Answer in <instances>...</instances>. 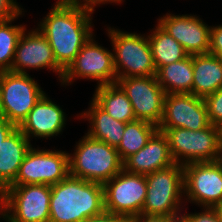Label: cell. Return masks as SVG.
Wrapping results in <instances>:
<instances>
[{
    "label": "cell",
    "mask_w": 222,
    "mask_h": 222,
    "mask_svg": "<svg viewBox=\"0 0 222 222\" xmlns=\"http://www.w3.org/2000/svg\"><path fill=\"white\" fill-rule=\"evenodd\" d=\"M92 11L56 1L38 25V30L48 40L56 62L65 70L91 38Z\"/></svg>",
    "instance_id": "cell-1"
},
{
    "label": "cell",
    "mask_w": 222,
    "mask_h": 222,
    "mask_svg": "<svg viewBox=\"0 0 222 222\" xmlns=\"http://www.w3.org/2000/svg\"><path fill=\"white\" fill-rule=\"evenodd\" d=\"M49 222H82L102 214L103 184L68 175L51 185Z\"/></svg>",
    "instance_id": "cell-2"
},
{
    "label": "cell",
    "mask_w": 222,
    "mask_h": 222,
    "mask_svg": "<svg viewBox=\"0 0 222 222\" xmlns=\"http://www.w3.org/2000/svg\"><path fill=\"white\" fill-rule=\"evenodd\" d=\"M73 154H69V175L104 184L123 169L118 150L87 134L78 141Z\"/></svg>",
    "instance_id": "cell-3"
},
{
    "label": "cell",
    "mask_w": 222,
    "mask_h": 222,
    "mask_svg": "<svg viewBox=\"0 0 222 222\" xmlns=\"http://www.w3.org/2000/svg\"><path fill=\"white\" fill-rule=\"evenodd\" d=\"M51 185L9 186L0 194V218L7 222H49Z\"/></svg>",
    "instance_id": "cell-4"
},
{
    "label": "cell",
    "mask_w": 222,
    "mask_h": 222,
    "mask_svg": "<svg viewBox=\"0 0 222 222\" xmlns=\"http://www.w3.org/2000/svg\"><path fill=\"white\" fill-rule=\"evenodd\" d=\"M147 194L142 215L173 216L180 213L184 200L183 165L173 164L165 169L146 175Z\"/></svg>",
    "instance_id": "cell-5"
},
{
    "label": "cell",
    "mask_w": 222,
    "mask_h": 222,
    "mask_svg": "<svg viewBox=\"0 0 222 222\" xmlns=\"http://www.w3.org/2000/svg\"><path fill=\"white\" fill-rule=\"evenodd\" d=\"M108 29L117 79L156 75L148 36Z\"/></svg>",
    "instance_id": "cell-6"
},
{
    "label": "cell",
    "mask_w": 222,
    "mask_h": 222,
    "mask_svg": "<svg viewBox=\"0 0 222 222\" xmlns=\"http://www.w3.org/2000/svg\"><path fill=\"white\" fill-rule=\"evenodd\" d=\"M169 142L171 156L175 163L186 165L195 162H213L217 158L220 127L210 125L198 131L184 128H158Z\"/></svg>",
    "instance_id": "cell-7"
},
{
    "label": "cell",
    "mask_w": 222,
    "mask_h": 222,
    "mask_svg": "<svg viewBox=\"0 0 222 222\" xmlns=\"http://www.w3.org/2000/svg\"><path fill=\"white\" fill-rule=\"evenodd\" d=\"M44 94L28 73L0 72V116L17 127Z\"/></svg>",
    "instance_id": "cell-8"
},
{
    "label": "cell",
    "mask_w": 222,
    "mask_h": 222,
    "mask_svg": "<svg viewBox=\"0 0 222 222\" xmlns=\"http://www.w3.org/2000/svg\"><path fill=\"white\" fill-rule=\"evenodd\" d=\"M104 209L129 218L142 213L147 194L146 175L133 174L122 169L111 180L103 184Z\"/></svg>",
    "instance_id": "cell-9"
},
{
    "label": "cell",
    "mask_w": 222,
    "mask_h": 222,
    "mask_svg": "<svg viewBox=\"0 0 222 222\" xmlns=\"http://www.w3.org/2000/svg\"><path fill=\"white\" fill-rule=\"evenodd\" d=\"M69 175V153L62 150H39L31 147L17 177L10 186L24 184L54 185Z\"/></svg>",
    "instance_id": "cell-10"
},
{
    "label": "cell",
    "mask_w": 222,
    "mask_h": 222,
    "mask_svg": "<svg viewBox=\"0 0 222 222\" xmlns=\"http://www.w3.org/2000/svg\"><path fill=\"white\" fill-rule=\"evenodd\" d=\"M76 77L96 80L98 81L97 86L117 82L113 53L98 45L93 35L64 70L60 82L63 85H67V83L71 85Z\"/></svg>",
    "instance_id": "cell-11"
},
{
    "label": "cell",
    "mask_w": 222,
    "mask_h": 222,
    "mask_svg": "<svg viewBox=\"0 0 222 222\" xmlns=\"http://www.w3.org/2000/svg\"><path fill=\"white\" fill-rule=\"evenodd\" d=\"M127 94L136 120L147 121L159 126L166 98V91L156 76L125 77L116 82Z\"/></svg>",
    "instance_id": "cell-12"
},
{
    "label": "cell",
    "mask_w": 222,
    "mask_h": 222,
    "mask_svg": "<svg viewBox=\"0 0 222 222\" xmlns=\"http://www.w3.org/2000/svg\"><path fill=\"white\" fill-rule=\"evenodd\" d=\"M184 197L200 206L214 208L222 202V170L213 162H195L183 166Z\"/></svg>",
    "instance_id": "cell-13"
},
{
    "label": "cell",
    "mask_w": 222,
    "mask_h": 222,
    "mask_svg": "<svg viewBox=\"0 0 222 222\" xmlns=\"http://www.w3.org/2000/svg\"><path fill=\"white\" fill-rule=\"evenodd\" d=\"M210 125L202 97L192 93L166 94L163 116L158 128H184L198 131Z\"/></svg>",
    "instance_id": "cell-14"
},
{
    "label": "cell",
    "mask_w": 222,
    "mask_h": 222,
    "mask_svg": "<svg viewBox=\"0 0 222 222\" xmlns=\"http://www.w3.org/2000/svg\"><path fill=\"white\" fill-rule=\"evenodd\" d=\"M25 32L26 29L19 37L10 71L27 74L26 69L48 68L58 73L61 81L64 69L56 62L48 40L38 28L31 30L27 35Z\"/></svg>",
    "instance_id": "cell-15"
},
{
    "label": "cell",
    "mask_w": 222,
    "mask_h": 222,
    "mask_svg": "<svg viewBox=\"0 0 222 222\" xmlns=\"http://www.w3.org/2000/svg\"><path fill=\"white\" fill-rule=\"evenodd\" d=\"M158 25L181 44L189 55L209 54L210 27L196 15L167 13Z\"/></svg>",
    "instance_id": "cell-16"
},
{
    "label": "cell",
    "mask_w": 222,
    "mask_h": 222,
    "mask_svg": "<svg viewBox=\"0 0 222 222\" xmlns=\"http://www.w3.org/2000/svg\"><path fill=\"white\" fill-rule=\"evenodd\" d=\"M65 116L61 107L44 94L18 128L29 140L31 137H55L65 127Z\"/></svg>",
    "instance_id": "cell-17"
},
{
    "label": "cell",
    "mask_w": 222,
    "mask_h": 222,
    "mask_svg": "<svg viewBox=\"0 0 222 222\" xmlns=\"http://www.w3.org/2000/svg\"><path fill=\"white\" fill-rule=\"evenodd\" d=\"M175 164L166 135L157 130L147 144L123 162V169L133 174L147 175Z\"/></svg>",
    "instance_id": "cell-18"
},
{
    "label": "cell",
    "mask_w": 222,
    "mask_h": 222,
    "mask_svg": "<svg viewBox=\"0 0 222 222\" xmlns=\"http://www.w3.org/2000/svg\"><path fill=\"white\" fill-rule=\"evenodd\" d=\"M29 140L17 127L0 145V194L18 175L20 165L29 149Z\"/></svg>",
    "instance_id": "cell-19"
},
{
    "label": "cell",
    "mask_w": 222,
    "mask_h": 222,
    "mask_svg": "<svg viewBox=\"0 0 222 222\" xmlns=\"http://www.w3.org/2000/svg\"><path fill=\"white\" fill-rule=\"evenodd\" d=\"M222 88V59L212 54L193 55L192 94L204 98Z\"/></svg>",
    "instance_id": "cell-20"
},
{
    "label": "cell",
    "mask_w": 222,
    "mask_h": 222,
    "mask_svg": "<svg viewBox=\"0 0 222 222\" xmlns=\"http://www.w3.org/2000/svg\"><path fill=\"white\" fill-rule=\"evenodd\" d=\"M80 115L81 118L89 120L91 126L86 133L89 137L103 141L115 148L119 146L126 123L111 117L93 99L88 111H84Z\"/></svg>",
    "instance_id": "cell-21"
},
{
    "label": "cell",
    "mask_w": 222,
    "mask_h": 222,
    "mask_svg": "<svg viewBox=\"0 0 222 222\" xmlns=\"http://www.w3.org/2000/svg\"><path fill=\"white\" fill-rule=\"evenodd\" d=\"M155 76L167 94L192 93L193 55L159 67Z\"/></svg>",
    "instance_id": "cell-22"
},
{
    "label": "cell",
    "mask_w": 222,
    "mask_h": 222,
    "mask_svg": "<svg viewBox=\"0 0 222 222\" xmlns=\"http://www.w3.org/2000/svg\"><path fill=\"white\" fill-rule=\"evenodd\" d=\"M93 100L114 119L128 123L136 120L127 94L117 84L97 86Z\"/></svg>",
    "instance_id": "cell-23"
},
{
    "label": "cell",
    "mask_w": 222,
    "mask_h": 222,
    "mask_svg": "<svg viewBox=\"0 0 222 222\" xmlns=\"http://www.w3.org/2000/svg\"><path fill=\"white\" fill-rule=\"evenodd\" d=\"M148 38L156 70L161 66L180 61L189 56L184 47L158 24L154 31L148 35Z\"/></svg>",
    "instance_id": "cell-24"
},
{
    "label": "cell",
    "mask_w": 222,
    "mask_h": 222,
    "mask_svg": "<svg viewBox=\"0 0 222 222\" xmlns=\"http://www.w3.org/2000/svg\"><path fill=\"white\" fill-rule=\"evenodd\" d=\"M157 130L156 125L147 121L135 120L126 123L121 142L116 148L122 162L142 149Z\"/></svg>",
    "instance_id": "cell-25"
},
{
    "label": "cell",
    "mask_w": 222,
    "mask_h": 222,
    "mask_svg": "<svg viewBox=\"0 0 222 222\" xmlns=\"http://www.w3.org/2000/svg\"><path fill=\"white\" fill-rule=\"evenodd\" d=\"M14 20L0 23V72L11 70L19 37L26 29L25 25H11Z\"/></svg>",
    "instance_id": "cell-26"
},
{
    "label": "cell",
    "mask_w": 222,
    "mask_h": 222,
    "mask_svg": "<svg viewBox=\"0 0 222 222\" xmlns=\"http://www.w3.org/2000/svg\"><path fill=\"white\" fill-rule=\"evenodd\" d=\"M203 99L210 123L215 126H220L222 124V88L205 96Z\"/></svg>",
    "instance_id": "cell-27"
},
{
    "label": "cell",
    "mask_w": 222,
    "mask_h": 222,
    "mask_svg": "<svg viewBox=\"0 0 222 222\" xmlns=\"http://www.w3.org/2000/svg\"><path fill=\"white\" fill-rule=\"evenodd\" d=\"M16 0H0V23L17 19L24 11Z\"/></svg>",
    "instance_id": "cell-28"
},
{
    "label": "cell",
    "mask_w": 222,
    "mask_h": 222,
    "mask_svg": "<svg viewBox=\"0 0 222 222\" xmlns=\"http://www.w3.org/2000/svg\"><path fill=\"white\" fill-rule=\"evenodd\" d=\"M209 54L222 59V25L210 27Z\"/></svg>",
    "instance_id": "cell-29"
},
{
    "label": "cell",
    "mask_w": 222,
    "mask_h": 222,
    "mask_svg": "<svg viewBox=\"0 0 222 222\" xmlns=\"http://www.w3.org/2000/svg\"><path fill=\"white\" fill-rule=\"evenodd\" d=\"M203 212L186 214L187 222H220L217 211L214 208L204 207Z\"/></svg>",
    "instance_id": "cell-30"
},
{
    "label": "cell",
    "mask_w": 222,
    "mask_h": 222,
    "mask_svg": "<svg viewBox=\"0 0 222 222\" xmlns=\"http://www.w3.org/2000/svg\"><path fill=\"white\" fill-rule=\"evenodd\" d=\"M68 4L77 6L79 8L87 9L89 11H94V8L98 4L108 3H121L123 0H65ZM83 2V3H82ZM95 6V7H94Z\"/></svg>",
    "instance_id": "cell-31"
},
{
    "label": "cell",
    "mask_w": 222,
    "mask_h": 222,
    "mask_svg": "<svg viewBox=\"0 0 222 222\" xmlns=\"http://www.w3.org/2000/svg\"><path fill=\"white\" fill-rule=\"evenodd\" d=\"M82 222H127V219L123 216L104 211L102 214L86 218Z\"/></svg>",
    "instance_id": "cell-32"
},
{
    "label": "cell",
    "mask_w": 222,
    "mask_h": 222,
    "mask_svg": "<svg viewBox=\"0 0 222 222\" xmlns=\"http://www.w3.org/2000/svg\"><path fill=\"white\" fill-rule=\"evenodd\" d=\"M16 128L17 126L15 124L8 122L0 116V145Z\"/></svg>",
    "instance_id": "cell-33"
},
{
    "label": "cell",
    "mask_w": 222,
    "mask_h": 222,
    "mask_svg": "<svg viewBox=\"0 0 222 222\" xmlns=\"http://www.w3.org/2000/svg\"><path fill=\"white\" fill-rule=\"evenodd\" d=\"M127 222H165V216H147L140 214L129 218Z\"/></svg>",
    "instance_id": "cell-34"
},
{
    "label": "cell",
    "mask_w": 222,
    "mask_h": 222,
    "mask_svg": "<svg viewBox=\"0 0 222 222\" xmlns=\"http://www.w3.org/2000/svg\"><path fill=\"white\" fill-rule=\"evenodd\" d=\"M165 222H187V219H186L185 213L182 215L178 213L176 215L169 216V217L165 216Z\"/></svg>",
    "instance_id": "cell-35"
},
{
    "label": "cell",
    "mask_w": 222,
    "mask_h": 222,
    "mask_svg": "<svg viewBox=\"0 0 222 222\" xmlns=\"http://www.w3.org/2000/svg\"><path fill=\"white\" fill-rule=\"evenodd\" d=\"M215 162L218 164V166L222 170V144L221 143L219 145V149H218V153H217V158H216Z\"/></svg>",
    "instance_id": "cell-36"
},
{
    "label": "cell",
    "mask_w": 222,
    "mask_h": 222,
    "mask_svg": "<svg viewBox=\"0 0 222 222\" xmlns=\"http://www.w3.org/2000/svg\"><path fill=\"white\" fill-rule=\"evenodd\" d=\"M214 209L217 211L220 222H222V202L217 204Z\"/></svg>",
    "instance_id": "cell-37"
},
{
    "label": "cell",
    "mask_w": 222,
    "mask_h": 222,
    "mask_svg": "<svg viewBox=\"0 0 222 222\" xmlns=\"http://www.w3.org/2000/svg\"><path fill=\"white\" fill-rule=\"evenodd\" d=\"M219 127H220V140H221V144H222V124Z\"/></svg>",
    "instance_id": "cell-38"
}]
</instances>
